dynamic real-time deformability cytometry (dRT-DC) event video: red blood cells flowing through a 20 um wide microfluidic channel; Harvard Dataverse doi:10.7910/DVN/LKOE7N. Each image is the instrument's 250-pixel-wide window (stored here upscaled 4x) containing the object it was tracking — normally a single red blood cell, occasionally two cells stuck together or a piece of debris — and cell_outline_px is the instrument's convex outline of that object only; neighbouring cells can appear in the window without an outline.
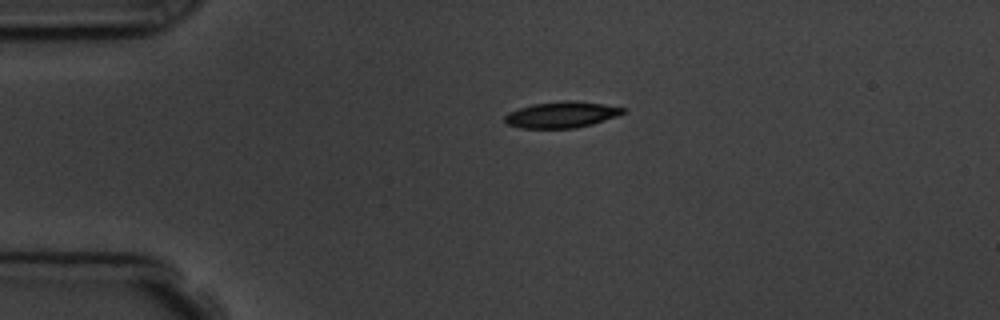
{"species": "common noctule bat (a hibernating species)", "species_latin": "Nyctalus noctula", "temperature_condition": "room temperature", "stored_images_in_passage": 5, "camera_frame_rate_fps": 3000, "um_per_image_px": 0.085, "animal": {"sex": "male", "body_mass_g": 19.5, "forearm_length_mm": 54.6}, "frame": {"image": 1, "passage_image": 1, "time_ms": 0.0, "image_size_px": [1000, 320], "cell_outline_px": [[624, 112], [616, 116], [592, 124], [576, 128], [520, 128], [508, 124], [504, 120], [504, 116], [508, 112], [532, 104], [564, 100], [572, 100], [604, 104], [624, 108]], "centroid_in_image_um": [47.7, 9.74], "position_along_channel_um": 37.3, "area_um2": 17.92}}
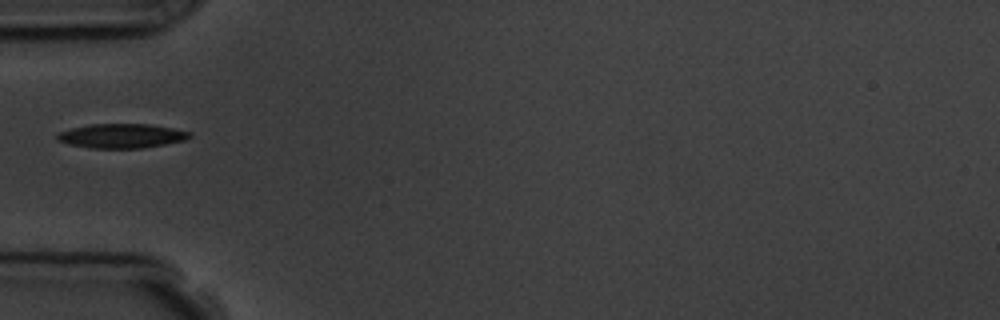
{"frame": {"image": 2, "passage_image": 2, "time_ms": 2.0, "image_size_px": [1000, 320], "cell_outline_px": [[192, 136], [184, 140], [164, 144], [140, 148], [92, 148], [68, 144], [56, 140], [56, 136], [60, 132], [72, 128], [88, 124], [148, 124], [172, 128], [192, 132]], "centroid_in_image_um": [10.32, 11.55], "position_along_channel_um": 74.7, "area_um2": 18.67}}